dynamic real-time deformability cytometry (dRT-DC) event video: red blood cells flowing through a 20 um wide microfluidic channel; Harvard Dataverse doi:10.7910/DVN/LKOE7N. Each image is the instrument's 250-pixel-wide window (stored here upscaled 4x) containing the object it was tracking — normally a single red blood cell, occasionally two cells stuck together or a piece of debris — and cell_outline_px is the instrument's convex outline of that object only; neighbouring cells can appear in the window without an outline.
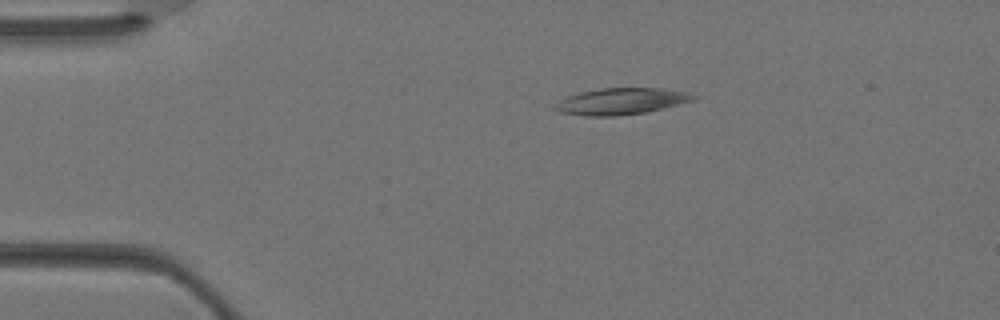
{"species": "Egyptian fruit bat (a non-hibernating species)", "species_latin": "Rousettus aegyptiacus", "temperature_condition": "warm", "stored_images_in_passage": 2, "camera_frame_rate_fps": 3000, "um_per_image_px": 0.085, "animal": {"sex": "female"}, "frame": {"image": 1, "passage_image": 1, "time_ms": 0.0, "image_size_px": [1000, 320], "cell_outline_px": [[700, 96], [696, 100], [644, 112], [616, 116], [584, 116], [560, 112], [552, 108], [560, 100], [568, 96], [580, 92], [600, 88], [660, 88], [688, 92]], "centroid_in_image_um": [52.82, 8.6], "position_along_channel_um": 32.2, "area_um2": 21.33}}
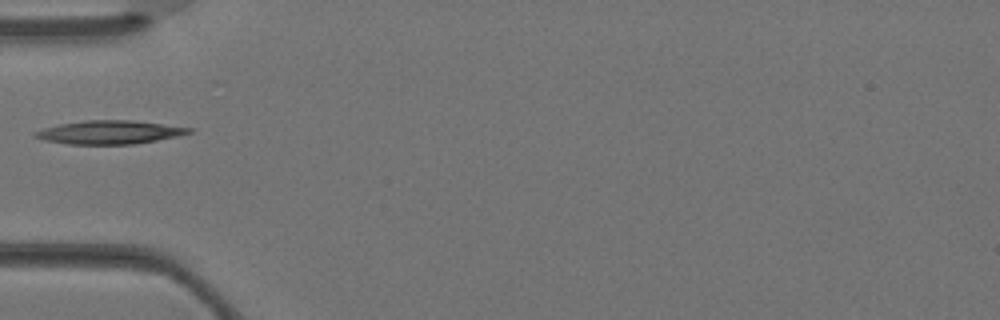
{"frame": {"image": 2, "passage_image": 2, "time_ms": 0.333, "image_size_px": [1000, 320], "cell_outline_px": [[196, 128], [192, 132], [180, 136], [132, 144], [68, 144], [44, 140], [32, 136], [32, 132], [44, 128], [60, 124], [84, 120], [132, 120]], "centroid_in_image_um": [9.33, 11.24], "position_along_channel_um": 75.7, "area_um2": 21.15}}